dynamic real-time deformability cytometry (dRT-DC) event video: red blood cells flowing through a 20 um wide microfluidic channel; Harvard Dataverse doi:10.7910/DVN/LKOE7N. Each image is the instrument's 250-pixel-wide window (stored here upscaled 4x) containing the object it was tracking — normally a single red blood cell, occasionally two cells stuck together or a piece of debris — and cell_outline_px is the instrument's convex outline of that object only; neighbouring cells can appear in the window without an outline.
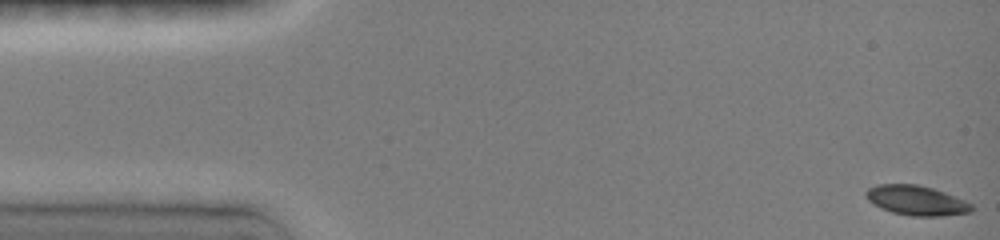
{"species": "common noctule bat (a hibernating species)", "species_latin": "Nyctalus noctula", "temperature_condition": "room temperature", "stored_images_in_passage": 92, "camera_frame_rate_fps": 3000, "um_per_image_px": 0.085, "animal": {"sex": "female", "body_mass_g": 19.0, "forearm_length_mm": 51.5}, "frame": {"image": 1, "passage_image": 1, "time_ms": 0.0, "image_size_px": [1000, 240], "cell_outline_px": [[972, 212], [944, 216], [912, 216], [892, 212], [880, 208], [872, 204], [864, 196], [864, 192], [868, 188], [876, 184], [916, 184], [932, 188], [944, 192], [964, 200], [972, 204]], "centroid_in_image_um": [77.85, 17.04], "position_along_channel_um": 7.2, "area_um2": 18.44}}
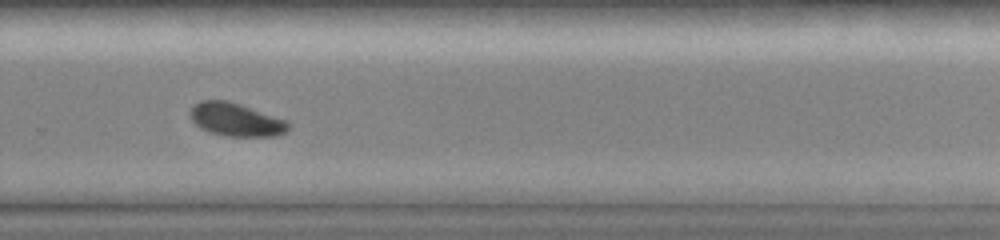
{"frame": {"image": 2, "passage_image": 63, "time_ms": 10.667, "image_size_px": [1000, 240], "cell_outline_px": [[288, 132], [276, 136], [228, 136], [212, 132], [200, 128], [192, 120], [192, 108], [200, 100], [224, 100], [240, 104], [288, 120]], "centroid_in_image_um": [20.11, 10.17], "position_along_channel_um": 309.7, "area_um2": 18.73}}
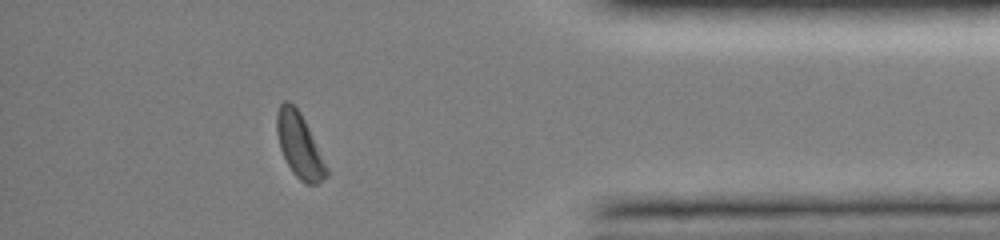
{"frame": {"image": 3, "passage_image": 78, "time_ms": 13.667, "image_size_px": [1000, 240], "cell_outline_px": [[328, 176], [316, 184], [304, 184], [292, 172], [280, 148], [276, 132], [276, 112], [280, 104], [284, 100], [288, 100], [300, 112], [328, 168]], "centroid_in_image_um": [25.43, 12.36], "position_along_channel_um": 409.8, "area_um2": 18.44}, "authors_computed_cell_mechanics": {"area_um2": 18.7272, "velocity_mm_per_s": 3.9987, "shape_relaxation_time_tau1_ms": 2.6211, "shape_relaxation_time_tau2_ms": null, "deformation_change_tau1": 0.1156, "deformation_change_tau2": null}}